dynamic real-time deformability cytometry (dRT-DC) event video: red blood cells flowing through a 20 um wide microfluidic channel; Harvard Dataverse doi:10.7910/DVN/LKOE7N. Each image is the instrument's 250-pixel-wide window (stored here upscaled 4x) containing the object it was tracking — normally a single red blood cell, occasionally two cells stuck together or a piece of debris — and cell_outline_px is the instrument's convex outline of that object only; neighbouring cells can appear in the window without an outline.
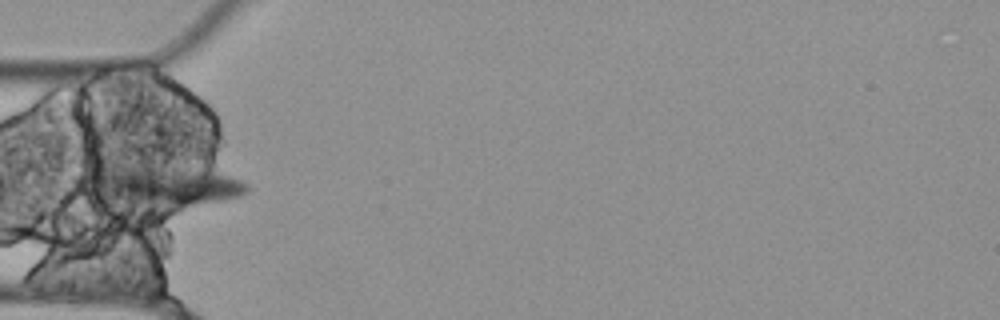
{"species": "Egyptian fruit bat (a non-hibernating species)", "species_latin": "Rousettus aegyptiacus", "temperature_condition": "cold", "stored_images_in_passage": 31, "camera_frame_rate_fps": 3000, "um_per_image_px": 0.085, "animal": {"sex": "female"}, "frame": {"image": 1, "passage_image": 1, "time_ms": 0.0, "image_size_px": [1000, 320], "cell_outline_px": [[248, 192], [240, 196], [224, 200], [172, 212], [168, 212], [108, 204], [88, 180], [92, 168], [132, 164], [180, 168], [228, 176], [240, 180], [248, 188]], "centroid_in_image_um": [13.82, 15.9], "position_along_channel_um": 71.2, "area_um2": 39.25}}
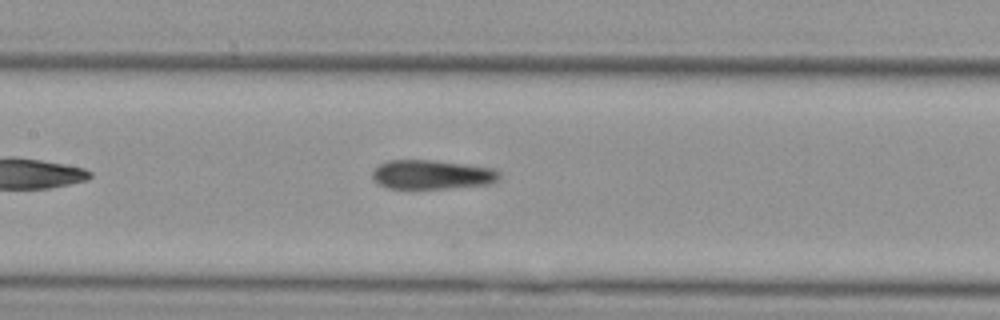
{"frame": {"image": 2, "passage_image": 9, "time_ms": 2.667, "image_size_px": [1000, 320], "cell_outline_px": [[500, 176], [492, 184], [444, 188], [388, 188], [380, 184], [372, 176], [372, 172], [380, 164], [388, 160], [432, 160], [464, 164], [492, 168], [500, 172]], "centroid_in_image_um": [36.73, 14.83], "position_along_channel_um": 170.7, "area_um2": 21.33}}
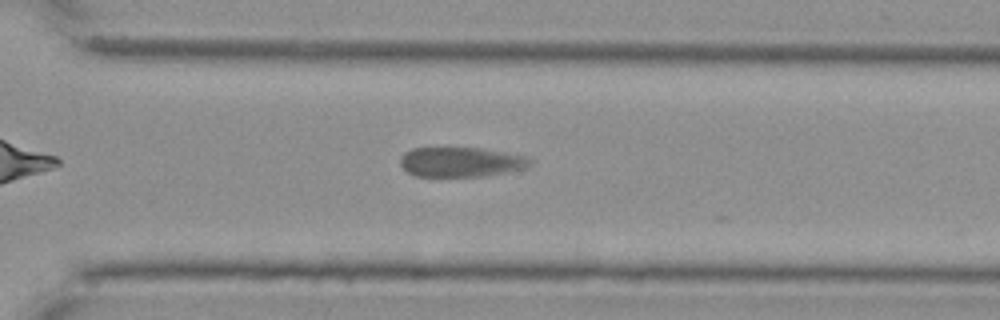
{"frame": {"image": 3, "passage_image": 23, "time_ms": 7.333, "image_size_px": [1000, 320], "cell_outline_px": [[532, 164], [524, 168], [480, 176], [416, 176], [408, 172], [400, 164], [400, 156], [404, 152], [412, 148], [480, 148], [504, 152], [524, 156], [532, 160]], "centroid_in_image_um": [39.12, 13.76], "position_along_channel_um": 331.5, "area_um2": 22.2}}